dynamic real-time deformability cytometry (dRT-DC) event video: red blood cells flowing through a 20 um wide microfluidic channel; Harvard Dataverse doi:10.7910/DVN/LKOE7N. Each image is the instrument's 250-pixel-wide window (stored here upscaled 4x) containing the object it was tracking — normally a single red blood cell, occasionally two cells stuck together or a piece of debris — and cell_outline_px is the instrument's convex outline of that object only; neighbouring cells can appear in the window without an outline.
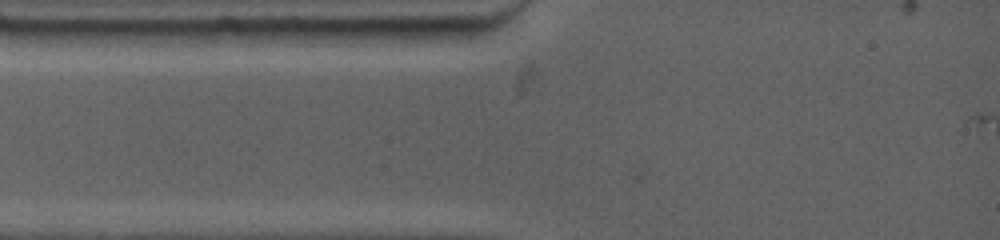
{"species": "common noctule bat (a hibernating species)", "species_latin": "Nyctalus noctula", "temperature_condition": "warm", "stored_images_in_passage": 2, "camera_frame_rate_fps": 4500, "um_per_image_px": 0.085, "animal": {"sex": "female", "body_mass_g": 19.0, "forearm_length_mm": 53.3}, "frame": {"image": 1, "passage_image": 1, "time_ms": 0.0, "image_size_px": [1000, 240], "cell_outline_px": [[472, 28], [468, 36], [440, 44], [328, 44], [304, 28]], "centroid_in_image_um": [33.08, 3.02], "position_along_channel_um": 51.9, "area_um2": 16.88}}